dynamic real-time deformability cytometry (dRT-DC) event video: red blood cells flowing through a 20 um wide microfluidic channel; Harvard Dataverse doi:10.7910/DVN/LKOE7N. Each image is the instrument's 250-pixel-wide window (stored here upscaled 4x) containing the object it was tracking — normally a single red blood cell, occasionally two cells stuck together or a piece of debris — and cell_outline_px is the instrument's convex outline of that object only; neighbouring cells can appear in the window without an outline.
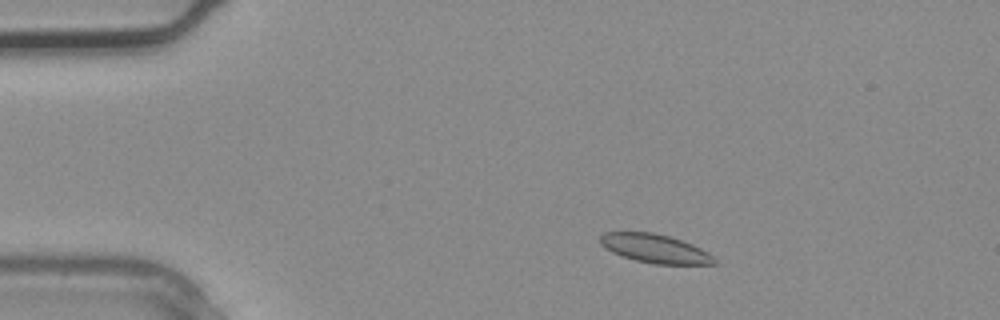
{"species": "common noctule bat (a hibernating species)", "species_latin": "Nyctalus noctula", "temperature_condition": "warm", "stored_images_in_passage": 2, "camera_frame_rate_fps": 3000, "um_per_image_px": 0.085, "animal": {"sex": "male", "body_mass_g": 20.4}, "frame": {"image": 1, "passage_image": 1, "time_ms": 0.0, "image_size_px": [1000, 320], "cell_outline_px": [[720, 264], [656, 264], [636, 260], [612, 252], [604, 248], [600, 244], [600, 236], [604, 232], [652, 232], [668, 236], [692, 244], [708, 252]], "centroid_in_image_um": [55.67, 21.12], "position_along_channel_um": 29.3, "area_um2": 18.96}}